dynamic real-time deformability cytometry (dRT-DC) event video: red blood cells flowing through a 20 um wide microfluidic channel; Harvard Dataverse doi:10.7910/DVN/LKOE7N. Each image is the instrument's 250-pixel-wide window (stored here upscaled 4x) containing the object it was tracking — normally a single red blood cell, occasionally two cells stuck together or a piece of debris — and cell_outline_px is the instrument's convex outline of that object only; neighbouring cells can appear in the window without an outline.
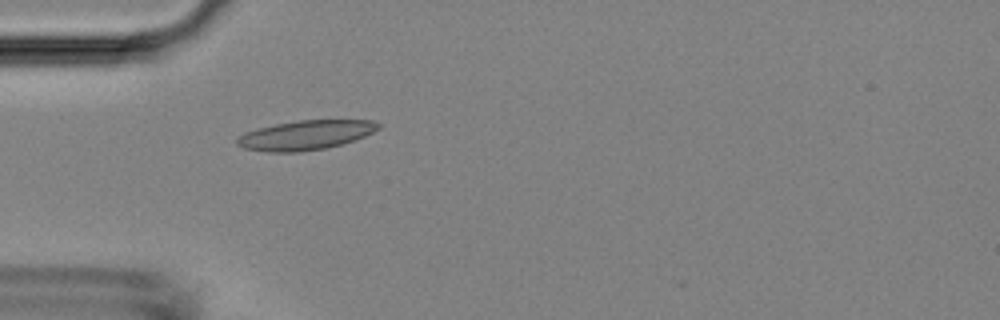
{"species": "Egyptian fruit bat (a non-hibernating species)", "species_latin": "Rousettus aegyptiacus", "temperature_condition": "room temperature", "stored_images_in_passage": 2, "camera_frame_rate_fps": 3000, "um_per_image_px": 0.085, "animal": {"sex": "female"}, "frame": {"image": 1, "passage_image": 1, "time_ms": 0.0, "image_size_px": [1000, 320], "cell_outline_px": [[380, 128], [356, 140], [324, 148], [300, 152], [268, 152], [244, 148], [236, 144], [236, 136], [244, 132], [256, 128], [276, 124], [300, 120], [372, 120], [380, 124]], "centroid_in_image_um": [25.93, 11.48], "position_along_channel_um": 59.1, "area_um2": 24.28}}